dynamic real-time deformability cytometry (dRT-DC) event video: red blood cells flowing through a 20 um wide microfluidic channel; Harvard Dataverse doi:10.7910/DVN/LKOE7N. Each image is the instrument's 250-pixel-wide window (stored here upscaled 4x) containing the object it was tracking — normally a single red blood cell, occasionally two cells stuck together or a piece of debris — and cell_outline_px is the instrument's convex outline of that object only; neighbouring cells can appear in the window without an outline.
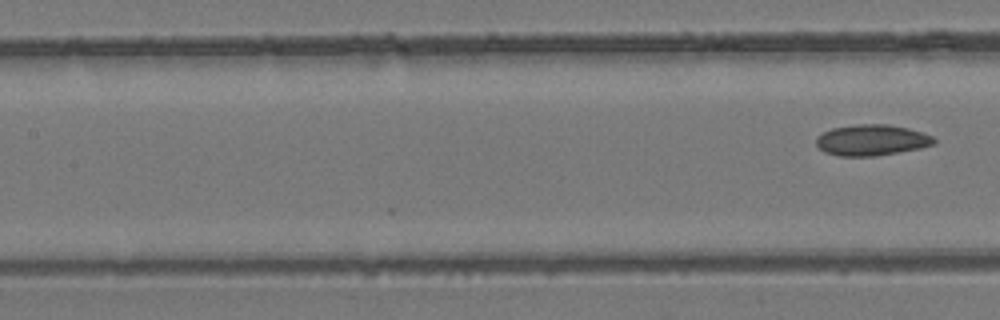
{"species": "common noctule bat (a hibernating species)", "species_latin": "Nyctalus noctula", "temperature_condition": "room temperature", "stored_images_in_passage": 14, "camera_frame_rate_fps": 3000, "um_per_image_px": 0.085, "animal": {"sex": "female", "body_mass_g": 24.6, "forearm_length_mm": 56.2}, "frame": {"image": 1, "passage_image": 14, "time_ms": 4.333, "image_size_px": [1000, 320], "cell_outline_px": [[936, 144], [920, 148], [876, 156], [840, 156], [824, 152], [816, 144], [816, 136], [832, 128], [860, 124], [888, 124], [908, 128], [932, 136], [936, 140]], "centroid_in_image_um": [74.09, 11.91], "position_along_channel_um": 133.3, "area_um2": 21.21}}